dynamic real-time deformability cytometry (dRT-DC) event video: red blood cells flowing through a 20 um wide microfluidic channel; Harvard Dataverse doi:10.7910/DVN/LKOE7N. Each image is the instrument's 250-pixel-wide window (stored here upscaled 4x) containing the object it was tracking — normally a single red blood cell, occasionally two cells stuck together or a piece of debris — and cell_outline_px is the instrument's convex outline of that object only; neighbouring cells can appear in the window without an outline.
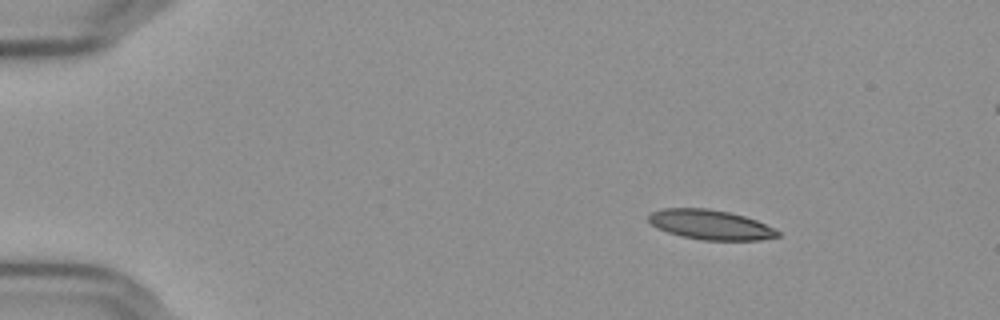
{"species": "Egyptian fruit bat (a non-hibernating species)", "species_latin": "Rousettus aegyptiacus", "temperature_condition": "cold", "stored_images_in_passage": 49, "camera_frame_rate_fps": 3000, "um_per_image_px": 0.085, "frame": {"image": 1, "passage_image": 1, "time_ms": 0.0, "image_size_px": [1000, 320], "cell_outline_px": [[780, 236], [760, 240], [704, 240], [680, 236], [656, 228], [648, 220], [648, 216], [652, 212], [664, 208], [708, 208], [728, 212], [744, 216], [756, 220], [776, 228], [780, 232]], "centroid_in_image_um": [60.41, 19.1], "position_along_channel_um": 24.6, "area_um2": 22.43}}
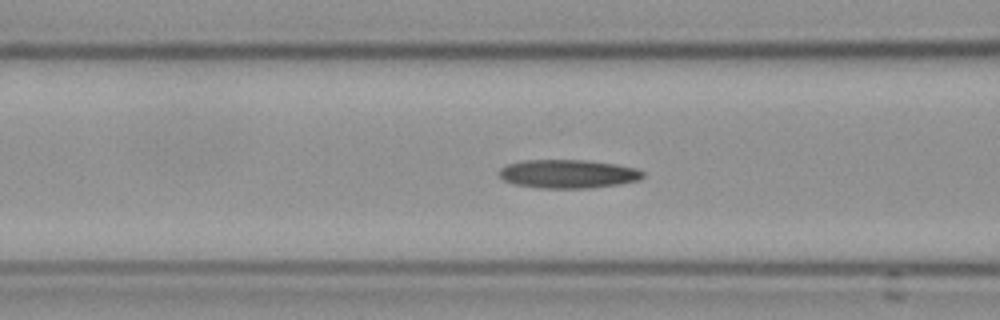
{"frame": {"image": 2, "passage_image": 16, "time_ms": 5.0, "image_size_px": [1000, 320], "cell_outline_px": [[644, 176], [640, 180], [620, 184], [588, 188], [536, 188], [516, 184], [504, 180], [496, 172], [500, 168], [508, 164], [524, 160], [588, 160], [616, 164], [636, 168], [644, 172]], "centroid_in_image_um": [48.29, 14.78], "position_along_channel_um": 118.3, "area_um2": 24.1}}
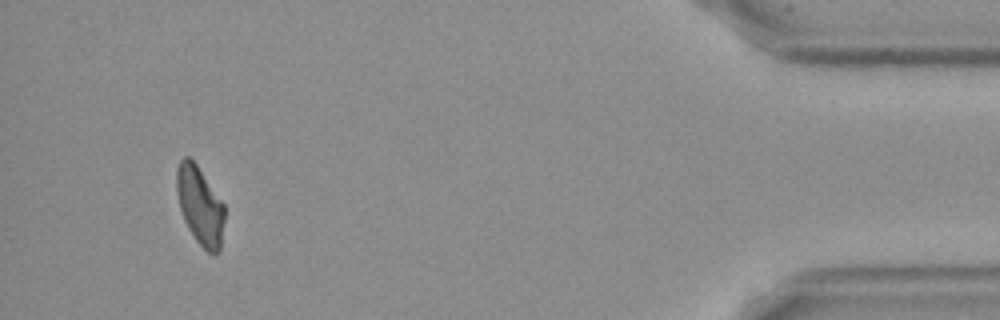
{"frame": {"image": 3, "passage_image": 46, "time_ms": 15.0, "image_size_px": [1000, 320], "cell_outline_px": [[224, 220], [220, 252], [212, 256], [196, 240], [188, 228], [184, 220], [180, 208], [176, 192], [176, 172], [180, 160], [184, 156], [188, 156], [196, 164], [224, 204]], "centroid_in_image_um": [16.99, 17.5], "position_along_channel_um": 418.2, "area_um2": 21.79}, "authors_computed_cell_mechanics": {"area_um2": 23.0622, "velocity_mm_per_s": 3.6299, "shape_relaxation_time_tau1_ms": null, "shape_relaxation_time_tau2_ms": 5.9186, "deformation_change_tau1": null, "deformation_change_tau2": 0.1421}}